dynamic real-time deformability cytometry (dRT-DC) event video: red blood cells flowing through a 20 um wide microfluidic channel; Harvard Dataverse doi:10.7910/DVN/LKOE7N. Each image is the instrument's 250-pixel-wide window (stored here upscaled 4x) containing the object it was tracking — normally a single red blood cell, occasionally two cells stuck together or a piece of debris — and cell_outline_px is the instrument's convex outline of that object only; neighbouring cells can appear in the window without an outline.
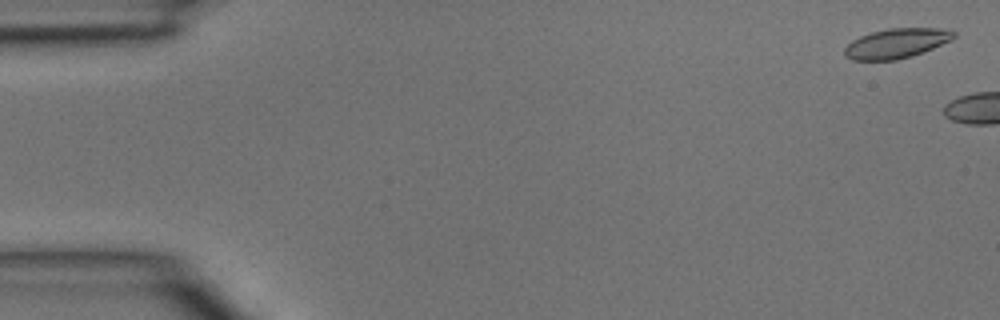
{"species": "common noctule bat (a hibernating species)", "species_latin": "Nyctalus noctula", "temperature_condition": "room temperature", "stored_images_in_passage": 2, "camera_frame_rate_fps": 3000, "um_per_image_px": 0.085, "animal": {"sex": "male", "body_mass_g": 15.6}, "frame": {"image": 1, "passage_image": 1, "time_ms": 0.0, "image_size_px": [1000, 320], "cell_outline_px": [[956, 36], [952, 40], [912, 56], [896, 60], [852, 60], [844, 56], [844, 48], [852, 40], [860, 36], [872, 32], [888, 28], [944, 28], [956, 32]], "centroid_in_image_um": [76.2, 3.68], "position_along_channel_um": 8.8, "area_um2": 19.02}}